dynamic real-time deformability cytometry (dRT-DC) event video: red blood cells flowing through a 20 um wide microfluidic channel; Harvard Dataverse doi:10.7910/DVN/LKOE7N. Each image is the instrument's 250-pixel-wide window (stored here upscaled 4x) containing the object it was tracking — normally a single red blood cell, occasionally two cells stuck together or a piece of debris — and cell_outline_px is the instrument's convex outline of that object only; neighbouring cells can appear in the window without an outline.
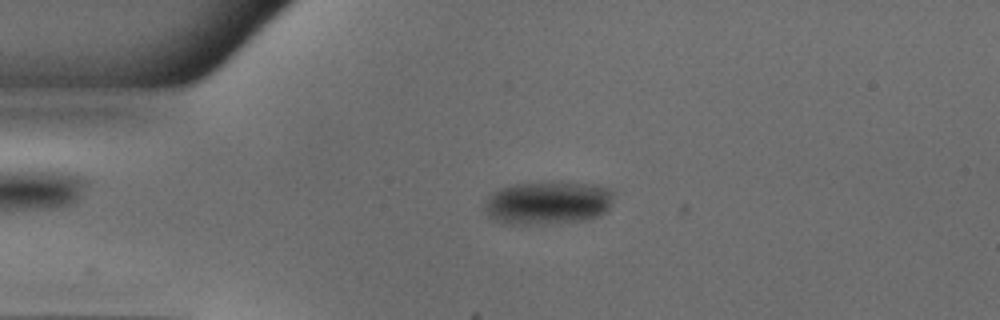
{"species": "common noctule bat (a hibernating species)", "species_latin": "Nyctalus noctula", "temperature_condition": "warm", "stored_images_in_passage": 50, "camera_frame_rate_fps": 3000, "um_per_image_px": 0.085, "animal": {"sex": "male", "body_mass_g": 18.8}, "frame": {"image": 1, "passage_image": 11, "time_ms": 3.333, "image_size_px": [1000, 320], "cell_outline_px": [[612, 196], [608, 208], [604, 212], [588, 220], [556, 224], [504, 224], [492, 220], [488, 216], [484, 208], [488, 196], [492, 192], [500, 188], [516, 184], [560, 180], [596, 184], [612, 188]], "centroid_in_image_um": [46.56, 17.23], "position_along_channel_um": 38.4, "area_um2": 33.41}}
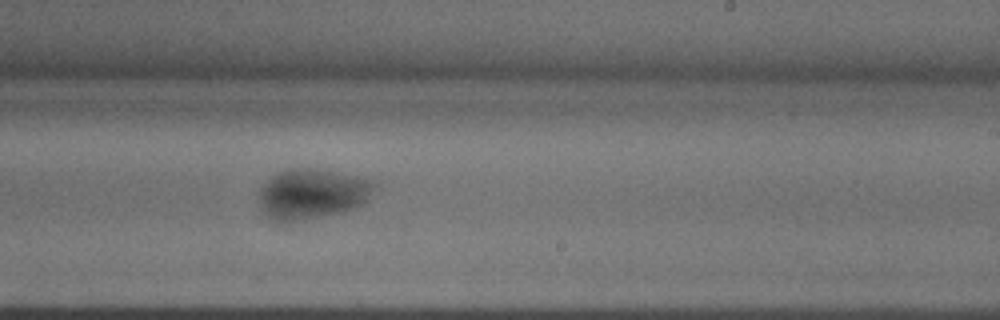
{"frame": {"image": 2, "passage_image": 30, "time_ms": 9.667, "image_size_px": [1000, 320], "cell_outline_px": [[380, 180], [368, 200], [364, 204], [356, 208], [340, 212], [300, 220], [272, 220], [264, 212], [260, 204], [260, 188], [272, 176], [288, 168], [312, 168]], "centroid_in_image_um": [26.62, 16.45], "position_along_channel_um": 262.4, "area_um2": 33.64}}
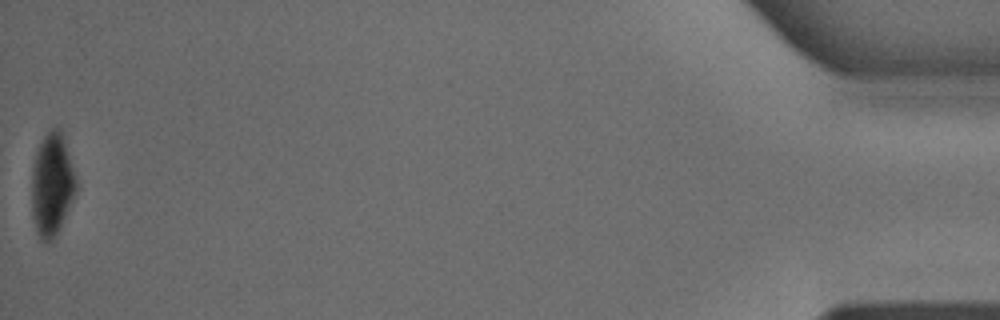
{"frame": {"image": 3, "passage_image": 50, "time_ms": 16.333, "image_size_px": [1000, 320], "cell_outline_px": [[76, 192], [60, 228], [52, 244], [40, 240], [36, 232], [32, 216], [32, 168], [36, 152], [44, 136], [52, 128], [60, 128], [76, 180]], "centroid_in_image_um": [4.39, 15.78], "position_along_channel_um": 430.8, "area_um2": 26.41}}